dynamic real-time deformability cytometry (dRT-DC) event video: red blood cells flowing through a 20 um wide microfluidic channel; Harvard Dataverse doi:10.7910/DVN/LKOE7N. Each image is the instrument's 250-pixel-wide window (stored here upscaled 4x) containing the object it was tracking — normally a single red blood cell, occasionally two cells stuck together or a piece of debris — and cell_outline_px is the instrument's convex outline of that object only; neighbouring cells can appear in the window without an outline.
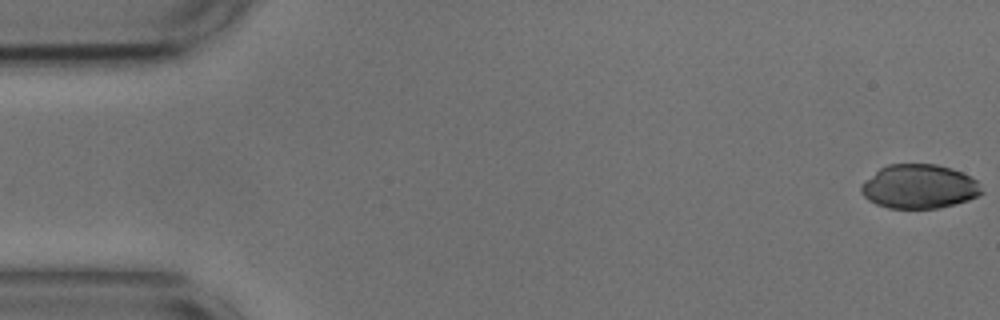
{"species": "common noctule bat (a hibernating species)", "species_latin": "Nyctalus noctula", "temperature_condition": "cold", "stored_images_in_passage": 11, "camera_frame_rate_fps": 3000, "um_per_image_px": 0.085, "animal": {"sex": "male", "body_mass_g": 17.9, "forearm_length_mm": 54.2}, "frame": {"image": 1, "passage_image": 1, "time_ms": 0.0, "image_size_px": [1000, 320], "cell_outline_px": [[984, 192], [968, 200], [940, 208], [888, 208], [876, 204], [868, 200], [860, 192], [860, 184], [864, 180], [880, 168], [888, 164], [936, 164], [952, 168], [976, 180]], "centroid_in_image_um": [78.09, 15.85], "position_along_channel_um": 6.9, "area_um2": 30.98}}